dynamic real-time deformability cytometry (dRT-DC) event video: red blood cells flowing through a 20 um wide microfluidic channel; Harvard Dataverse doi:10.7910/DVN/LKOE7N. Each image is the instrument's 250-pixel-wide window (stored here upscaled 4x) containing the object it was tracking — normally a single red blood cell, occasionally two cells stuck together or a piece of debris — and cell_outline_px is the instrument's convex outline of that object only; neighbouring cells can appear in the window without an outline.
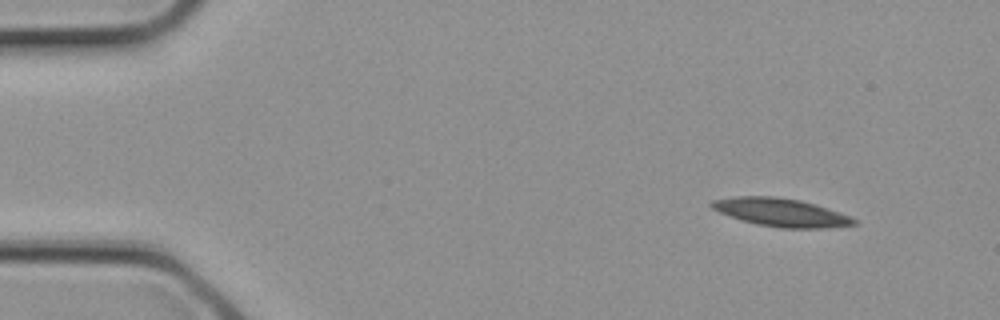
{"species": "common noctule bat (a hibernating species)", "species_latin": "Nyctalus noctula", "temperature_condition": "cold", "stored_images_in_passage": 2, "camera_frame_rate_fps": 3000, "um_per_image_px": 0.085, "animal": {"sex": "female", "body_mass_g": 21.9}, "frame": {"image": 1, "passage_image": 1, "time_ms": 0.0, "image_size_px": [1000, 320], "cell_outline_px": [[856, 224], [828, 228], [780, 228], [756, 224], [740, 220], [720, 212], [712, 208], [708, 204], [712, 200], [736, 196], [776, 196], [800, 200], [816, 204], [852, 216], [856, 220]], "centroid_in_image_um": [66.39, 18.05], "position_along_channel_um": 18.6, "area_um2": 23.52}}